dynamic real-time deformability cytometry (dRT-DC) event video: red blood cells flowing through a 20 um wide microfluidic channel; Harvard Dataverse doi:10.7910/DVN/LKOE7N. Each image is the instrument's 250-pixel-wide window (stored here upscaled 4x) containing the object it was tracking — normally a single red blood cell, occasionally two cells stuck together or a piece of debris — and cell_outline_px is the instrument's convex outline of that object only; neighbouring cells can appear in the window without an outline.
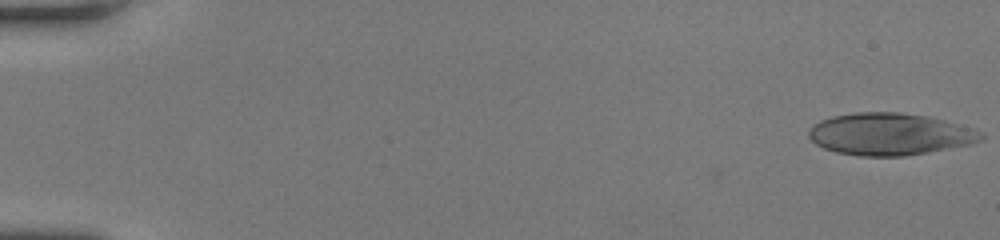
{"species": "human", "species_latin": "Homo sapiens", "temperature_condition": "room temperature", "stored_images_in_passage": 50, "camera_frame_rate_fps": 3000, "um_per_image_px": 0.085, "donor": {"sex": "female"}, "frame": {"image": 1, "passage_image": 1, "time_ms": 0.0, "image_size_px": [1000, 240], "cell_outline_px": [[984, 140], [972, 144], [928, 152], [900, 156], [860, 156], [836, 152], [824, 148], [816, 144], [808, 136], [808, 132], [820, 120], [832, 116], [856, 112], [900, 112], [928, 116], [976, 128], [984, 132]], "centroid_in_image_um": [75.7, 11.39], "position_along_channel_um": 9.3, "area_um2": 42.43}}
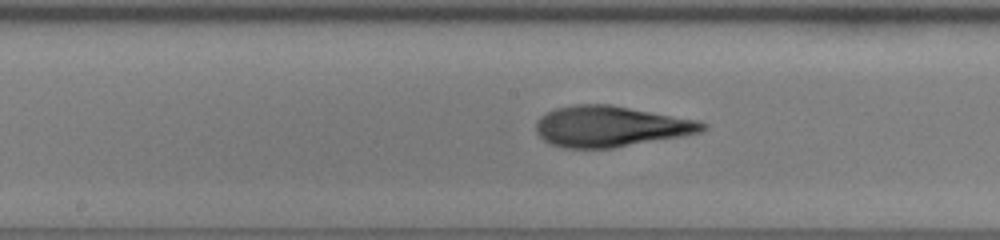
{"frame": {"image": 2, "passage_image": 27, "time_ms": 8.667, "image_size_px": [1000, 240], "cell_outline_px": [[708, 128], [704, 132], [612, 148], [564, 148], [552, 144], [544, 140], [536, 132], [536, 120], [540, 116], [556, 108], [572, 104], [608, 104], [696, 120], [708, 124]], "centroid_in_image_um": [51.88, 10.74], "position_along_channel_um": 196.3, "area_um2": 39.42}}
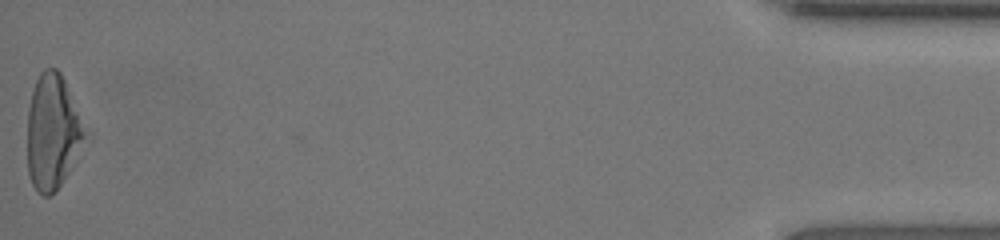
{"frame": {"image": 3, "passage_image": 50, "time_ms": 16.333, "image_size_px": [1000, 240], "cell_outline_px": [[84, 136], [68, 172], [60, 184], [48, 196], [44, 196], [32, 184], [28, 172], [28, 108], [32, 92], [36, 80], [40, 72], [44, 68], [56, 68], [60, 72], [64, 80], [84, 132]], "centroid_in_image_um": [4.39, 11.19], "position_along_channel_um": 430.8, "area_um2": 36.82}, "authors_computed_cell_mechanics": {"area_um2": 39.5063, "velocity_mm_per_s": 4.253, "shape_relaxation_time_tau1_ms": 5.8219, "shape_relaxation_time_tau2_ms": 1.5132, "deformation_change_tau1": 0.2389, "deformation_change_tau2": 0.1023}}